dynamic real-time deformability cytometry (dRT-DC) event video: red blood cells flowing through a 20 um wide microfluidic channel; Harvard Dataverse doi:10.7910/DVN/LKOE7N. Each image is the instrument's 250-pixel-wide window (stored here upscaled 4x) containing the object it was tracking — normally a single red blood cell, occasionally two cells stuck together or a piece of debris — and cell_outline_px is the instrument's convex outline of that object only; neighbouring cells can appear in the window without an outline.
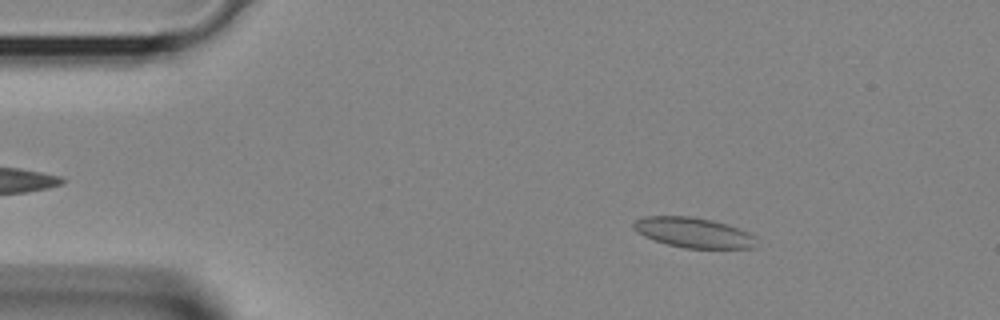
{"species": "Egyptian fruit bat (a non-hibernating species)", "species_latin": "Rousettus aegyptiacus", "temperature_condition": "room temperature", "stored_images_in_passage": 38, "camera_frame_rate_fps": 3000, "um_per_image_px": 0.085, "animal": {"sex": "female"}, "frame": {"image": 1, "passage_image": 5, "time_ms": 1.333, "image_size_px": [1000, 320], "cell_outline_px": [[756, 248], [684, 248], [668, 244], [644, 236], [636, 232], [632, 228], [632, 224], [636, 220], [644, 216], [692, 216], [712, 220], [748, 232], [756, 236]], "centroid_in_image_um": [58.93, 19.77], "position_along_channel_um": 26.1, "area_um2": 21.5}}
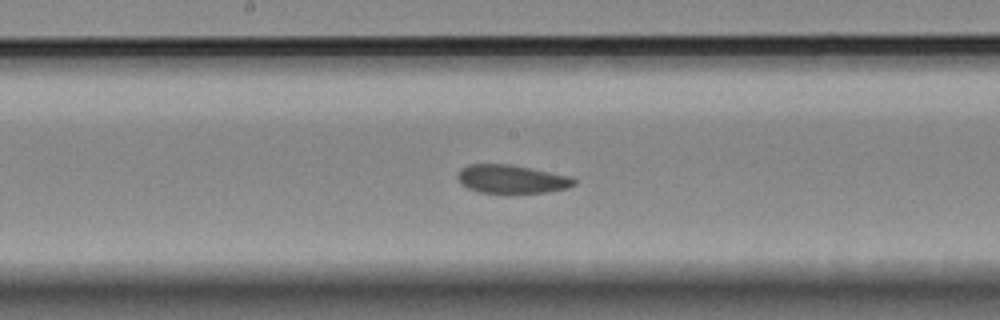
{"frame": {"image": 2, "passage_image": 19, "time_ms": 6.0, "image_size_px": [1000, 320], "cell_outline_px": [[576, 184], [568, 188], [548, 192], [504, 196], [480, 192], [468, 188], [460, 184], [456, 180], [456, 176], [460, 168], [468, 164], [512, 164], [572, 176], [576, 180]], "centroid_in_image_um": [43.47, 15.26], "position_along_channel_um": 204.7, "area_um2": 20.46}}
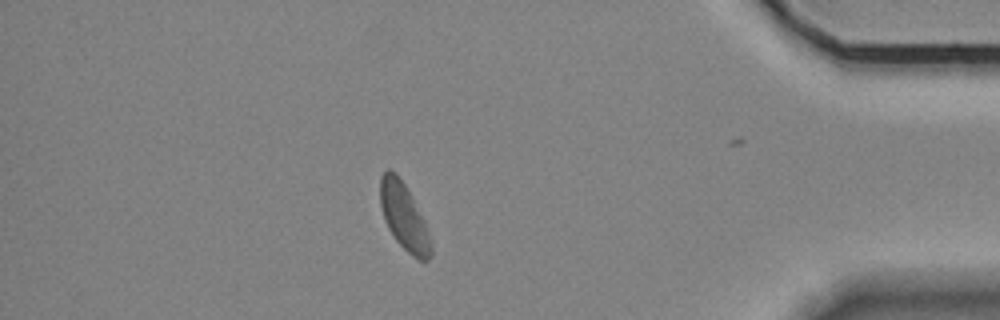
{"frame": {"image": 3, "passage_image": 33, "time_ms": 10.667, "image_size_px": [1000, 320], "cell_outline_px": [[432, 256], [428, 260], [420, 260], [412, 256], [396, 240], [388, 228], [384, 220], [380, 204], [380, 176], [388, 168], [396, 172], [412, 196], [424, 224], [432, 244]], "centroid_in_image_um": [34.31, 18.4], "position_along_channel_um": 400.9, "area_um2": 19.42}}